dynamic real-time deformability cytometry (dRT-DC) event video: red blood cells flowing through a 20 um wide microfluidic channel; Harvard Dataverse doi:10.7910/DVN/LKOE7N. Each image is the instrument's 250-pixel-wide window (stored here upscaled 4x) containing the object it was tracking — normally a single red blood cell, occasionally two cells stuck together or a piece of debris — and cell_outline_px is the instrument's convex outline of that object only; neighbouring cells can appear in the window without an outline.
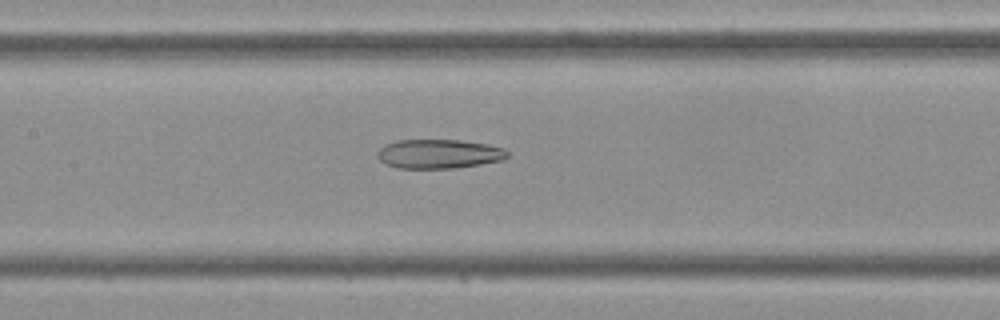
{"species": "Egyptian fruit bat (a non-hibernating species)", "species_latin": "Rousettus aegyptiacus", "temperature_condition": "cold", "stored_images_in_passage": 44, "camera_frame_rate_fps": 3000, "um_per_image_px": 0.085, "frame": {"image": 1, "passage_image": 20, "time_ms": 6.333, "image_size_px": [1000, 320], "cell_outline_px": [[508, 156], [504, 160], [456, 168], [396, 168], [384, 164], [376, 156], [376, 152], [384, 144], [396, 140], [460, 140], [488, 144], [504, 148], [508, 152]], "centroid_in_image_um": [37.28, 13.08], "position_along_channel_um": 170.1, "area_um2": 22.37}}
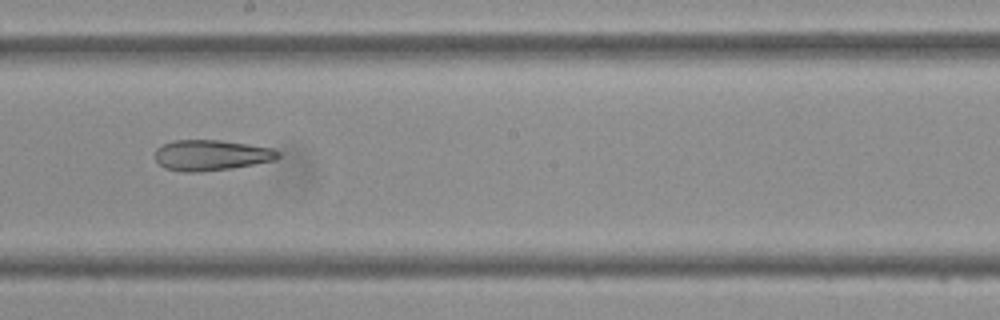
{"frame": {"image": 2, "passage_image": 24, "time_ms": 7.667, "image_size_px": [1000, 320], "cell_outline_px": [[280, 156], [276, 160], [232, 168], [196, 172], [184, 172], [164, 168], [156, 160], [156, 148], [172, 140], [220, 140], [248, 144], [272, 148], [280, 152]], "centroid_in_image_um": [17.96, 13.19], "position_along_channel_um": 230.2, "area_um2": 21.96}}
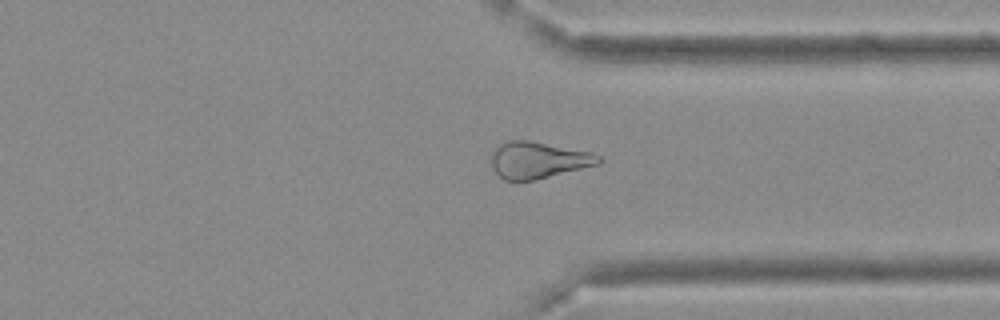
{"frame": {"image": 3, "passage_image": 33, "time_ms": 10.667, "image_size_px": [1000, 320], "cell_outline_px": [[604, 160], [600, 164], [532, 180], [504, 180], [492, 168], [492, 152], [500, 144], [508, 140], [528, 140], [592, 152], [600, 156]], "centroid_in_image_um": [45.77, 13.59], "position_along_channel_um": 365.6, "area_um2": 22.72}}